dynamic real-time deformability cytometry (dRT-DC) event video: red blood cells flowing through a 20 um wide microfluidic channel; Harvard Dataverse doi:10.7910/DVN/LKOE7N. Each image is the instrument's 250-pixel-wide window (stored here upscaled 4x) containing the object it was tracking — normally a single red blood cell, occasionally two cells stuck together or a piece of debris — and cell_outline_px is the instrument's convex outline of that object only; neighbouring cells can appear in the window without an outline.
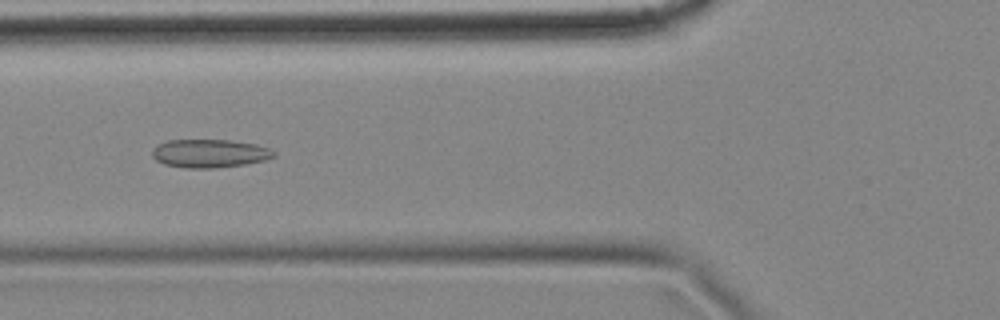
{"species": "common noctule bat (a hibernating species)", "species_latin": "Nyctalus noctula", "temperature_condition": "cold", "stored_images_in_passage": 10, "camera_frame_rate_fps": 3000, "um_per_image_px": 0.085, "animal": {"sex": "female", "body_mass_g": 18.4}, "frame": {"image": 1, "passage_image": 6, "time_ms": 1.667, "image_size_px": [1000, 320], "cell_outline_px": [[276, 156], [264, 160], [244, 164], [216, 168], [184, 168], [164, 164], [156, 160], [152, 156], [152, 148], [168, 140], [232, 140], [256, 144], [268, 148], [276, 152]], "centroid_in_image_um": [17.82, 13.04], "position_along_channel_um": 108.0, "area_um2": 20.11}}
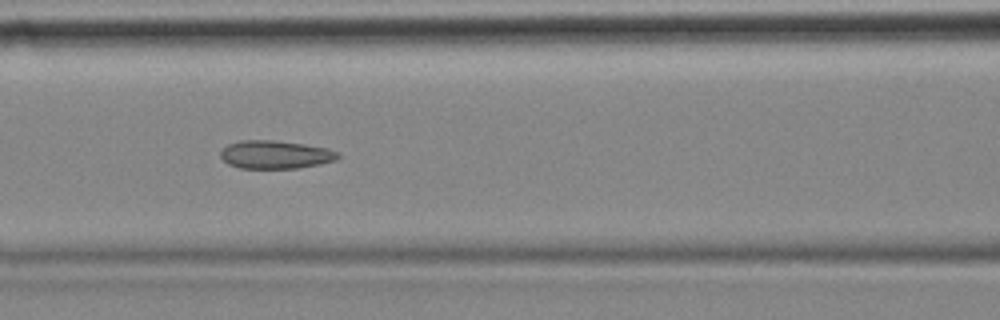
{"frame": {"image": 2, "passage_image": 7, "time_ms": 2.0, "image_size_px": [1000, 320], "cell_outline_px": [[340, 156], [336, 160], [320, 164], [296, 168], [240, 168], [228, 164], [220, 156], [220, 152], [228, 144], [240, 140], [272, 140], [304, 144], [328, 148], [336, 152]], "centroid_in_image_um": [23.39, 13.14], "position_along_channel_um": 143.2, "area_um2": 19.19}}
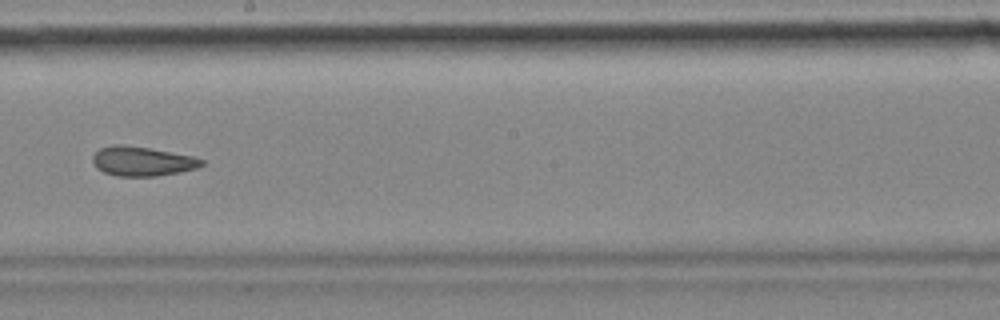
{"frame": {"image": 3, "passage_image": 9, "time_ms": 2.667, "image_size_px": [1000, 320], "cell_outline_px": [[204, 164], [196, 168], [180, 172], [156, 176], [116, 176], [104, 172], [96, 168], [92, 160], [92, 156], [100, 148], [112, 144], [120, 144], [148, 148], [192, 156], [204, 160]], "centroid_in_image_um": [12.06, 13.71], "position_along_channel_um": 236.1, "area_um2": 18.61}}